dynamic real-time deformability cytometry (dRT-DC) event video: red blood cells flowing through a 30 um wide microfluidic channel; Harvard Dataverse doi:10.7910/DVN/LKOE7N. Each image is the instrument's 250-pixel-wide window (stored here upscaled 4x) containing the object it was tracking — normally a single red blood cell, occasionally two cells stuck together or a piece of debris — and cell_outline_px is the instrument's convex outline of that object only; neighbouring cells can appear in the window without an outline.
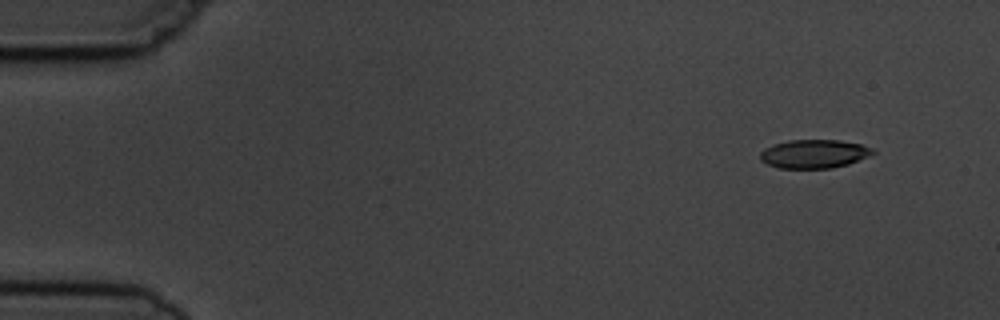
{"species": "common noctule bat (a hibernating species)", "species_latin": "Nyctalus noctula", "temperature_condition": "cold", "stored_images_in_passage": 6, "segment_of_instrument_passage": [1, 2], "camera_frame_rate_fps": 3000, "um_per_image_px": 0.085, "animal": {"sex": "male", "body_mass_g": 19.5, "forearm_length_mm": 54.6}, "frame": {"image": 1, "passage_image": 2, "time_ms": 1.333, "image_size_px": [1000, 320], "cell_outline_px": [[876, 152], [872, 156], [848, 164], [832, 168], [780, 168], [768, 164], [760, 160], [760, 152], [764, 148], [772, 144], [788, 140], [840, 140], [860, 144], [872, 148]], "centroid_in_image_um": [69.21, 13.07], "position_along_channel_um": 15.8, "area_um2": 18.96}}
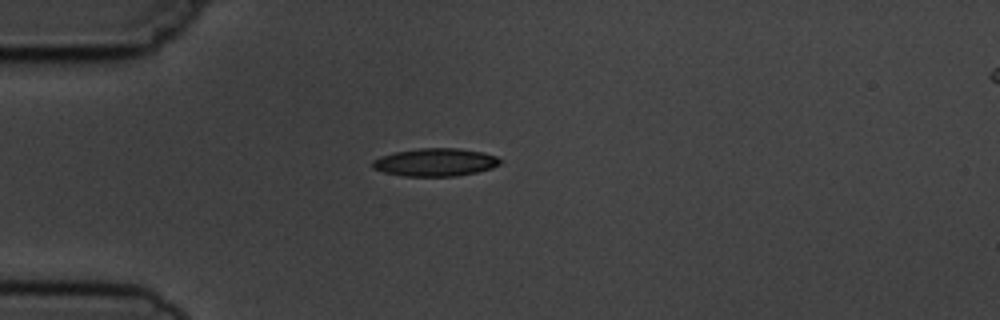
{"frame": {"image": 2, "passage_image": 5, "time_ms": 4.667, "image_size_px": [1000, 320], "cell_outline_px": [[504, 160], [500, 164], [492, 168], [476, 172], [456, 176], [404, 176], [384, 172], [372, 168], [372, 160], [380, 156], [396, 152], [420, 148], [460, 148], [484, 152], [496, 156]], "centroid_in_image_um": [37.03, 13.79], "position_along_channel_um": 48.0, "area_um2": 20.87}}